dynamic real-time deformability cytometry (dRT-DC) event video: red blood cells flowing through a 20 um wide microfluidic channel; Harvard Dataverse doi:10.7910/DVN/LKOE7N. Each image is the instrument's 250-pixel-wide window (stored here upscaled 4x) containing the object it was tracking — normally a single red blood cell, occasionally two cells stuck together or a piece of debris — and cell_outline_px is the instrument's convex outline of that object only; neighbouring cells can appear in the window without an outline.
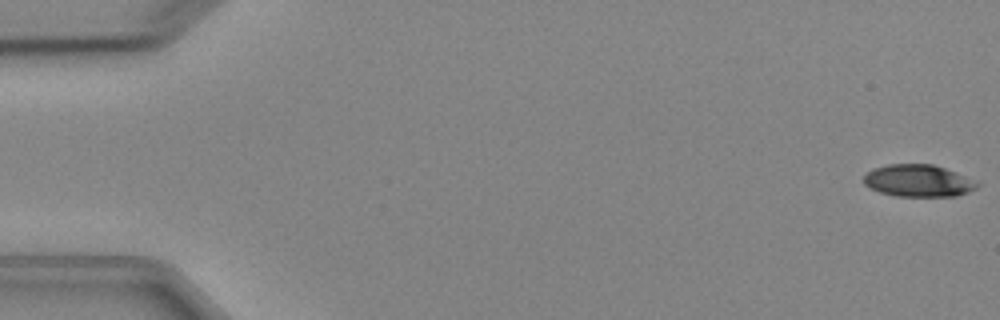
{"species": "Egyptian fruit bat (a non-hibernating species)", "species_latin": "Rousettus aegyptiacus", "temperature_condition": "cold", "stored_images_in_passage": 6, "segment_of_instrument_passage": [1, 2], "camera_frame_rate_fps": 3000, "um_per_image_px": 0.085, "animal": {"sex": "female"}, "frame": {"image": 1, "passage_image": 1, "time_ms": 0.0, "image_size_px": [1000, 320], "cell_outline_px": [[980, 184], [976, 188], [968, 192], [956, 196], [896, 196], [880, 192], [864, 184], [864, 176], [872, 168], [888, 164], [932, 164], [944, 168], [964, 176]], "centroid_in_image_um": [78.02, 15.36], "position_along_channel_um": 7.0, "area_um2": 20.98}}
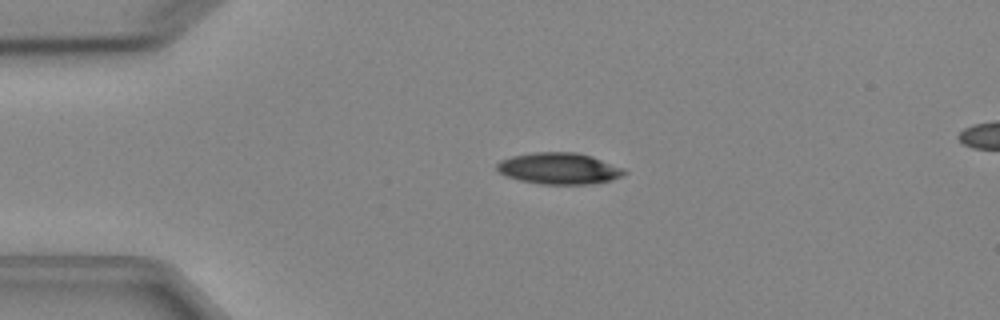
{"frame": {"image": 2, "passage_image": 4, "time_ms": 3.667, "image_size_px": [1000, 320], "cell_outline_px": [[628, 172], [612, 180], [592, 184], [540, 184], [520, 180], [504, 176], [496, 168], [496, 164], [500, 160], [512, 156], [536, 152], [576, 152], [592, 156], [624, 168]], "centroid_in_image_um": [47.52, 14.32], "position_along_channel_um": 37.5, "area_um2": 23.41}}